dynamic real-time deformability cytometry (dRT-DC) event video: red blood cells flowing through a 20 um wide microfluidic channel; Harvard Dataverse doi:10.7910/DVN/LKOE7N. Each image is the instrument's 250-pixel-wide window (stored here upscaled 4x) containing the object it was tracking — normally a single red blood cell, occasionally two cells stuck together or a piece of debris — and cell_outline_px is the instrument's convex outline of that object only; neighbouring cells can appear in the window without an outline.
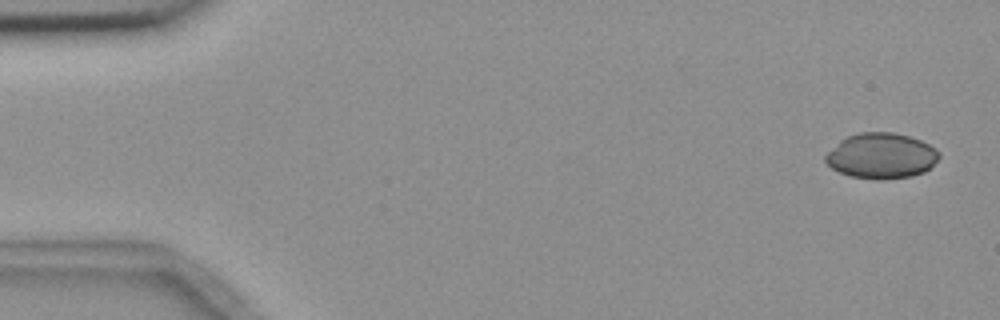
{"species": "common noctule bat (a hibernating species)", "species_latin": "Nyctalus noctula", "temperature_condition": "room temperature", "stored_images_in_passage": 4, "camera_frame_rate_fps": 3000, "um_per_image_px": 0.085, "animal": {"sex": "female", "body_mass_g": 18.4}, "frame": {"image": 1, "passage_image": 1, "time_ms": 0.0, "image_size_px": [1000, 320], "cell_outline_px": [[940, 156], [924, 172], [912, 176], [880, 180], [876, 180], [848, 176], [832, 168], [824, 160], [824, 156], [840, 140], [848, 136], [860, 132], [892, 132], [908, 136], [920, 140], [936, 148], [940, 152]], "centroid_in_image_um": [74.9, 13.25], "position_along_channel_um": 10.1, "area_um2": 30.11}}